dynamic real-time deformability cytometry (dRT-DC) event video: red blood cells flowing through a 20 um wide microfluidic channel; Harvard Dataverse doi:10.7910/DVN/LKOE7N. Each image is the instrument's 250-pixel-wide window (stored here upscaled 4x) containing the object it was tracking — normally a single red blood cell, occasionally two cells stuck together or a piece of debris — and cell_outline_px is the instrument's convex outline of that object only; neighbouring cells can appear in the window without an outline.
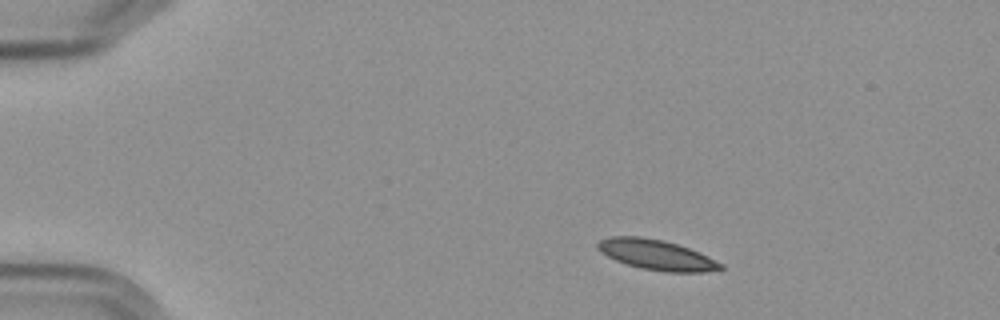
{"species": "Egyptian fruit bat (a non-hibernating species)", "species_latin": "Rousettus aegyptiacus", "temperature_condition": "cold", "stored_images_in_passage": 5, "camera_frame_rate_fps": 3000, "um_per_image_px": 0.085, "frame": {"image": 1, "passage_image": 2, "time_ms": 1.333, "image_size_px": [1000, 320], "cell_outline_px": [[724, 268], [704, 272], [664, 272], [640, 268], [616, 260], [600, 252], [596, 248], [596, 244], [600, 240], [612, 236], [640, 236], [664, 240], [688, 248], [708, 256], [724, 264]], "centroid_in_image_um": [55.79, 21.66], "position_along_channel_um": 29.2, "area_um2": 21.62}}
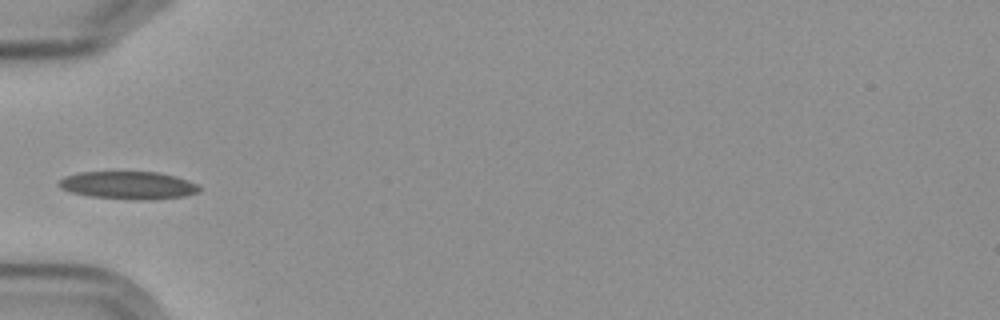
{"frame": {"image": 2, "passage_image": 5, "time_ms": 4.667, "image_size_px": [1000, 320], "cell_outline_px": [[200, 192], [184, 196], [148, 200], [140, 200], [88, 196], [72, 192], [60, 188], [60, 180], [64, 176], [80, 172], [160, 172], [176, 176], [188, 180], [196, 184], [200, 188]], "centroid_in_image_um": [10.94, 15.74], "position_along_channel_um": 74.1, "area_um2": 22.66}}